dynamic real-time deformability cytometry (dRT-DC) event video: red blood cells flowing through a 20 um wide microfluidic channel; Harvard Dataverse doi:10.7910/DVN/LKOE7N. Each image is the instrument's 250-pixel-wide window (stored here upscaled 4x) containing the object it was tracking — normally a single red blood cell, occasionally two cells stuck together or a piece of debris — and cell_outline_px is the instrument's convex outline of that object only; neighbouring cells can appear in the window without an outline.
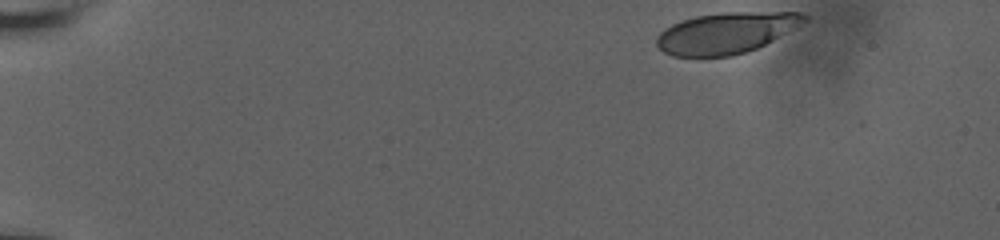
{"species": "human", "species_latin": "Homo sapiens", "temperature_condition": "room temperature", "stored_images_in_passage": 42, "camera_frame_rate_fps": 3000, "um_per_image_px": 0.085, "donor": {"sex": "male"}, "frame": {"image": 1, "passage_image": 1, "time_ms": 0.0, "image_size_px": [1000, 240], "cell_outline_px": [[808, 20], [796, 28], [756, 48], [732, 56], [672, 56], [664, 52], [656, 44], [656, 36], [664, 28], [680, 20], [696, 16], [724, 12], [800, 12], [808, 16]], "centroid_in_image_um": [61.71, 2.78], "position_along_channel_um": 23.3, "area_um2": 35.32}}
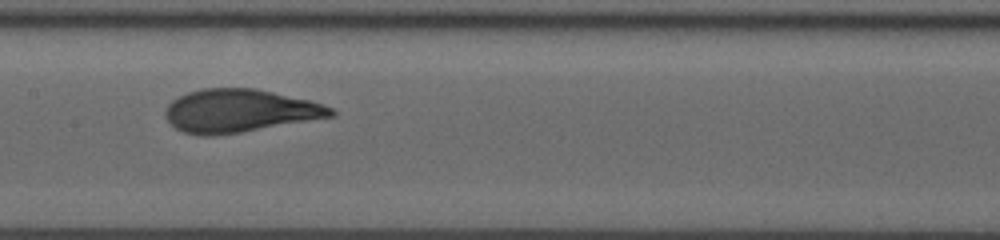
{"frame": {"image": 2, "passage_image": 24, "time_ms": 7.667, "image_size_px": [1000, 240], "cell_outline_px": [[336, 112], [332, 116], [240, 132], [212, 136], [204, 136], [184, 132], [176, 128], [164, 116], [164, 112], [168, 104], [172, 100], [188, 92], [204, 88], [256, 88], [308, 100], [332, 108]], "centroid_in_image_um": [20.3, 9.41], "position_along_channel_um": 187.1, "area_um2": 40.98}}
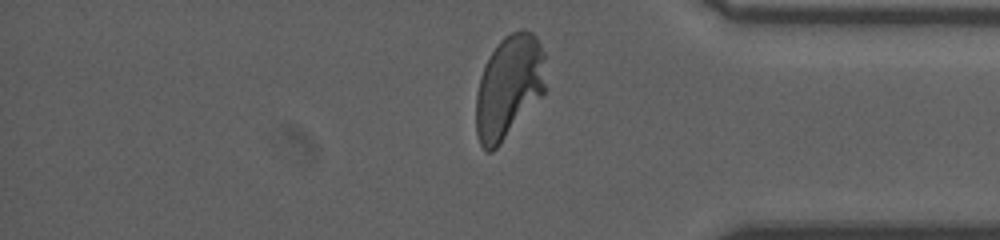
{"frame": {"image": 3, "passage_image": 41, "time_ms": 13.333, "image_size_px": [1000, 240], "cell_outline_px": [[544, 92], [500, 144], [492, 152], [484, 152], [480, 144], [476, 132], [476, 96], [480, 76], [492, 52], [500, 40], [504, 36], [512, 32], [524, 28], [532, 32], [536, 36], [544, 52]], "centroid_in_image_um": [43.23, 7.37], "position_along_channel_um": 392.0, "area_um2": 41.5}, "authors_computed_cell_mechanics": {"area_um2": 40.6623, "velocity_mm_per_s": 3.8385, "shape_relaxation_time_tau1_ms": 3.6466, "shape_relaxation_time_tau2_ms": null, "deformation_change_tau1": 0.1894, "deformation_change_tau2": null}}